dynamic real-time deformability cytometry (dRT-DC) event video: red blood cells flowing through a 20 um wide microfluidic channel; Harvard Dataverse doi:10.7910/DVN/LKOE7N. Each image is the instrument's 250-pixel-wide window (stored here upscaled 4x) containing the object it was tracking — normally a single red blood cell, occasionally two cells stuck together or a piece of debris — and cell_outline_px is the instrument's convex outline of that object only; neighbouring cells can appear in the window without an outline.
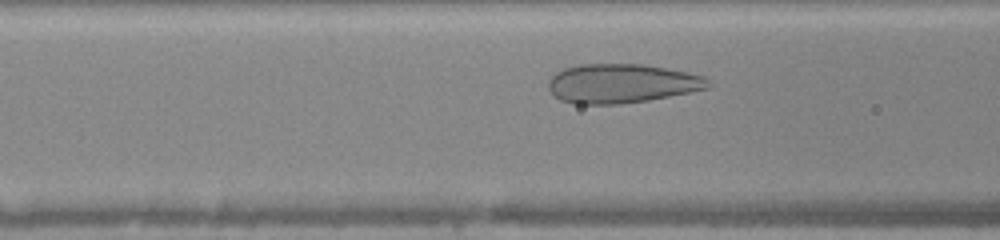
{"species": "human", "species_latin": "Homo sapiens", "temperature_condition": "warm", "stored_images_in_passage": 31, "camera_frame_rate_fps": 3000, "um_per_image_px": 0.085, "donor": {"sex": "female"}, "frame": {"image": 1, "passage_image": 9, "time_ms": 2.667, "image_size_px": [1000, 240], "cell_outline_px": [[712, 84], [708, 88], [648, 100], [620, 104], [576, 104], [560, 100], [548, 88], [548, 80], [556, 72], [564, 68], [580, 64], [644, 64], [688, 72], [704, 76]], "centroid_in_image_um": [52.83, 7.09], "position_along_channel_um": 113.8, "area_um2": 36.41}}
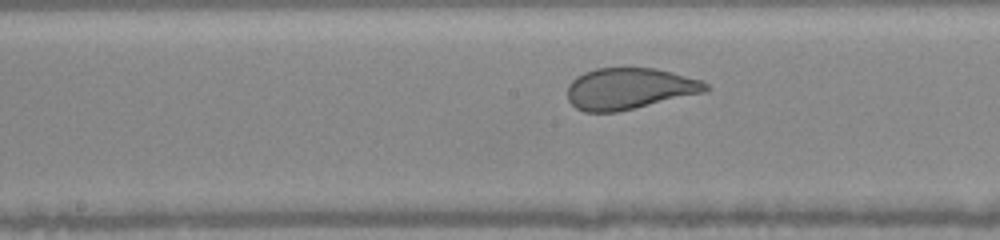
{"frame": {"image": 2, "passage_image": 15, "time_ms": 4.667, "image_size_px": [1000, 240], "cell_outline_px": [[712, 88], [708, 92], [616, 112], [584, 112], [576, 108], [568, 100], [568, 84], [576, 76], [584, 72], [596, 68], [656, 68], [672, 72], [700, 80], [708, 84]], "centroid_in_image_um": [53.51, 7.53], "position_along_channel_um": 194.7, "area_um2": 33.52}}
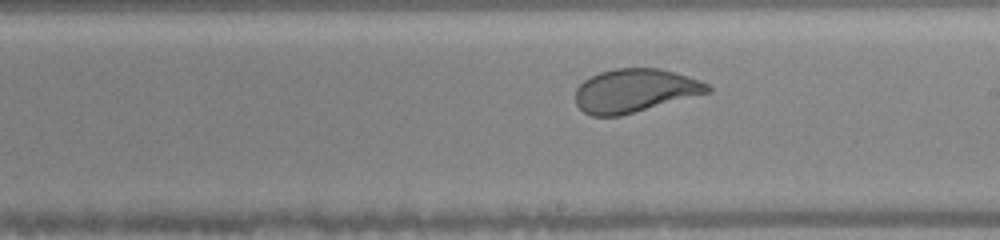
{"frame": {"image": 3, "passage_image": 18, "time_ms": 5.667, "image_size_px": [1000, 240], "cell_outline_px": [[712, 92], [620, 116], [592, 116], [584, 112], [576, 104], [576, 88], [584, 80], [600, 72], [616, 68], [660, 68], [688, 76], [708, 84], [712, 88]], "centroid_in_image_um": [53.97, 7.7], "position_along_channel_um": 235.0, "area_um2": 33.47}, "authors_computed_cell_mechanics": {"area_um2": 35.1424, "velocity_mm_per_s": 4.0421, "shape_relaxation_time_tau1_ms": 4.5601, "shape_relaxation_time_tau2_ms": null, "deformation_change_tau1": 0.1713, "deformation_change_tau2": null}}